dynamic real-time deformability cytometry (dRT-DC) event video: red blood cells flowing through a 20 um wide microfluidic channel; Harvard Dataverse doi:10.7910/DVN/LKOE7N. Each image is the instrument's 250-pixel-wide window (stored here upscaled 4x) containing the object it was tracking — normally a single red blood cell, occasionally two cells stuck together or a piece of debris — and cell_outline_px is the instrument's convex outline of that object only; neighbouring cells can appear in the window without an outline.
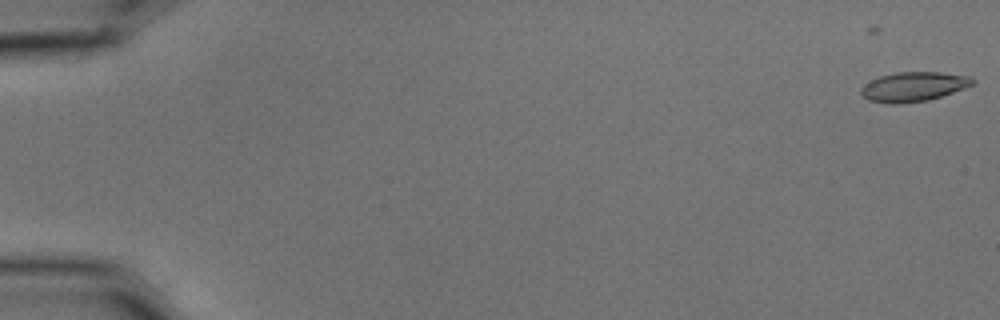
{"species": "common noctule bat (a hibernating species)", "species_latin": "Nyctalus noctula", "temperature_condition": "cold", "stored_images_in_passage": 58, "camera_frame_rate_fps": 3000, "um_per_image_px": 0.085, "animal": {"sex": "male", "body_mass_g": 15.6}, "frame": {"image": 1, "passage_image": 1, "time_ms": 0.0, "image_size_px": [1000, 320], "cell_outline_px": [[976, 80], [972, 84], [952, 92], [928, 100], [900, 104], [888, 104], [868, 100], [860, 92], [860, 88], [864, 84], [880, 76], [896, 72], [940, 72], [972, 76]], "centroid_in_image_um": [77.63, 7.36], "position_along_channel_um": 7.4, "area_um2": 19.13}}
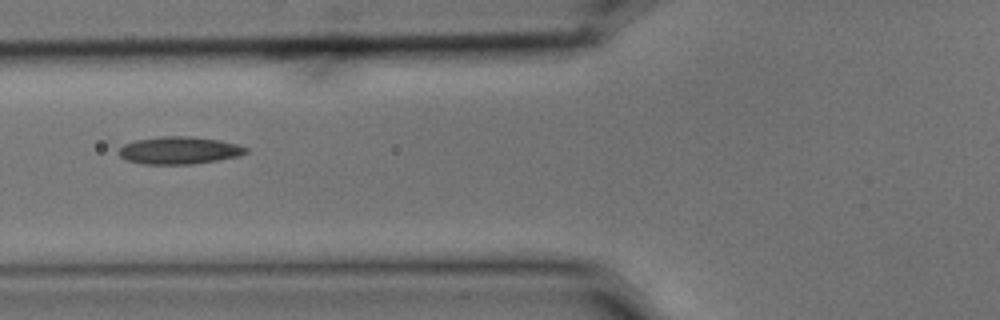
{"frame": {"image": 2, "passage_image": 23, "time_ms": 7.333, "image_size_px": [1000, 320], "cell_outline_px": [[248, 152], [240, 156], [220, 160], [192, 164], [144, 164], [124, 160], [116, 152], [116, 144], [136, 140], [160, 136], [192, 136], [220, 140], [236, 144], [248, 148]], "centroid_in_image_um": [15.14, 12.78], "position_along_channel_um": 110.7, "area_um2": 20.92}}
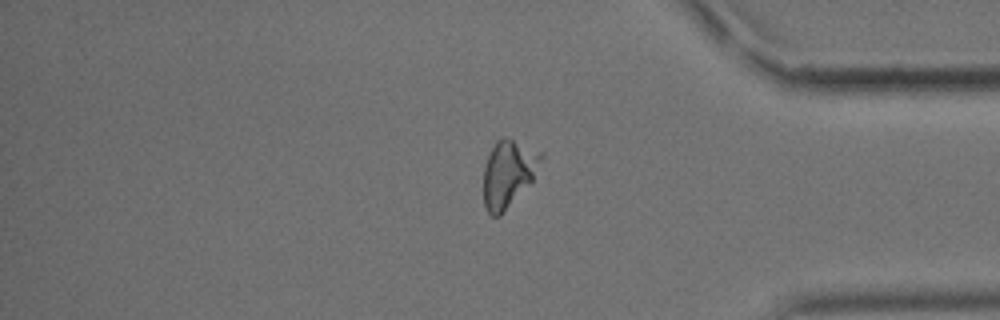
{"frame": {"image": 3, "passage_image": 48, "time_ms": 15.667, "image_size_px": [1000, 320], "cell_outline_px": [[544, 156], [532, 180], [500, 216], [492, 216], [488, 212], [484, 204], [484, 164], [496, 140], [504, 136], [508, 136], [544, 152]], "centroid_in_image_um": [43.22, 14.69], "position_along_channel_um": 392.0, "area_um2": 22.48}, "authors_computed_cell_mechanics": {"area_um2": 19.3052, "velocity_mm_per_s": 3.5829, "shape_relaxation_time_tau1_ms": 3.72, "shape_relaxation_time_tau2_ms": 2.7263, "deformation_change_tau1": 0.1409, "deformation_change_tau2": 0.0749}}